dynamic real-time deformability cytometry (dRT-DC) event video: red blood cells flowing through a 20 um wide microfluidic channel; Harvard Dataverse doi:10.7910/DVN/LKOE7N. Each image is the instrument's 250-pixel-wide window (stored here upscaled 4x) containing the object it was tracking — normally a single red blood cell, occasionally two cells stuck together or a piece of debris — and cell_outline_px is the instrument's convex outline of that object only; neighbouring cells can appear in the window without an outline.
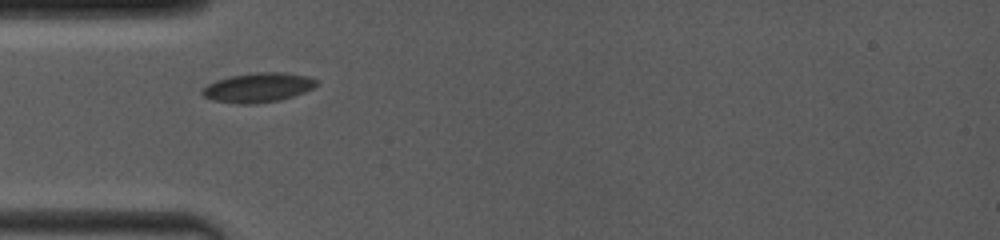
{"species": "common noctule bat (a hibernating species)", "species_latin": "Nyctalus noctula", "temperature_condition": "room temperature", "stored_images_in_passage": 3, "camera_frame_rate_fps": 4000, "um_per_image_px": 0.085, "animal": {"sex": "female", "body_mass_g": 19.0, "forearm_length_mm": 53.3}, "frame": {"image": 1, "passage_image": 1, "time_ms": 0.0, "image_size_px": [1000, 240], "cell_outline_px": [[316, 84], [312, 88], [304, 92], [280, 100], [252, 104], [240, 104], [212, 100], [204, 96], [200, 92], [200, 88], [216, 80], [232, 76], [256, 72], [280, 72], [308, 76], [316, 80]], "centroid_in_image_um": [21.88, 7.44], "position_along_channel_um": 63.1, "area_um2": 19.48}}
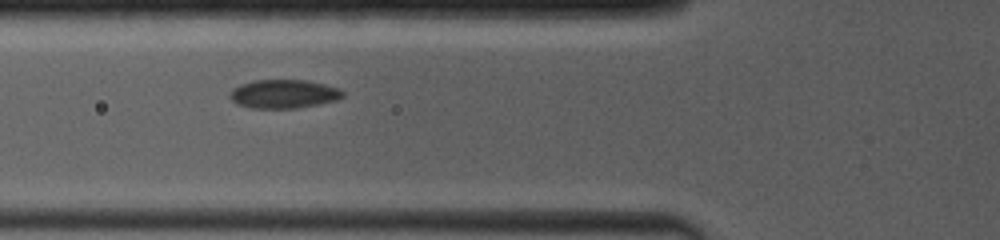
{"frame": {"image": 2, "passage_image": 2, "time_ms": 1.0, "image_size_px": [1000, 240], "cell_outline_px": [[344, 96], [340, 100], [320, 104], [296, 108], [252, 108], [236, 104], [228, 96], [232, 88], [240, 84], [252, 80], [308, 80], [340, 88], [344, 92]], "centroid_in_image_um": [24.13, 7.98], "position_along_channel_um": 101.7, "area_um2": 19.19}}
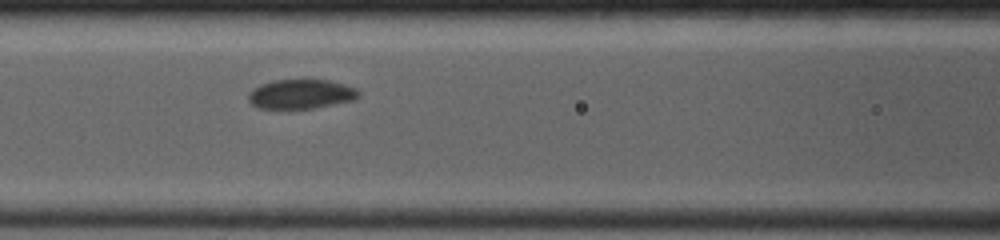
{"frame": {"image": 3, "passage_image": 3, "time_ms": 2.0, "image_size_px": [1000, 240], "cell_outline_px": [[360, 96], [356, 100], [316, 108], [288, 112], [256, 108], [248, 100], [248, 96], [260, 84], [276, 80], [328, 80], [344, 84], [356, 88], [360, 92]], "centroid_in_image_um": [25.59, 8.06], "position_along_channel_um": 141.0, "area_um2": 19.71}}